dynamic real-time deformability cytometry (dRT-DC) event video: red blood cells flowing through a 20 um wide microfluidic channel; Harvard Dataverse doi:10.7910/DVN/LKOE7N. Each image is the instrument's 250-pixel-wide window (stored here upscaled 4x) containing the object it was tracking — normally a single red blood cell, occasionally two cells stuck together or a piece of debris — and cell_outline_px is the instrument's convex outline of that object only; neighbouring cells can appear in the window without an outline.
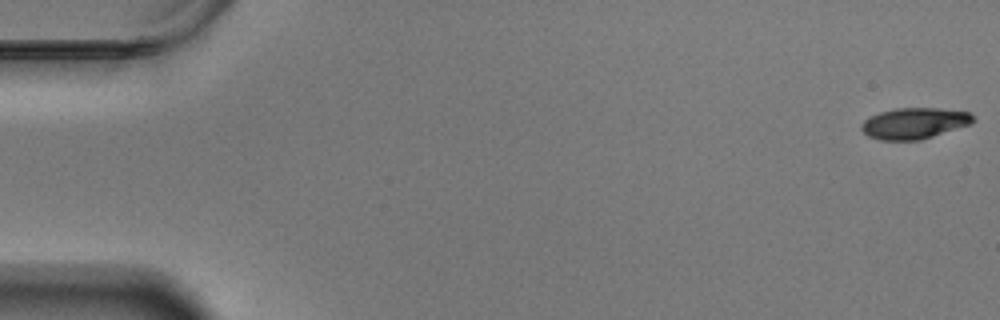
{"species": "Egyptian fruit bat (a non-hibernating species)", "species_latin": "Rousettus aegyptiacus", "temperature_condition": "warm", "stored_images_in_passage": 59, "camera_frame_rate_fps": 3000, "um_per_image_px": 0.085, "animal": {"sex": "male"}, "frame": {"image": 1, "passage_image": 1, "time_ms": 0.0, "image_size_px": [1000, 320], "cell_outline_px": [[976, 120], [972, 124], [920, 140], [880, 140], [868, 136], [860, 128], [860, 124], [864, 120], [880, 112], [896, 108], [940, 108], [968, 112]], "centroid_in_image_um": [77.72, 10.48], "position_along_channel_um": 7.3, "area_um2": 20.23}}
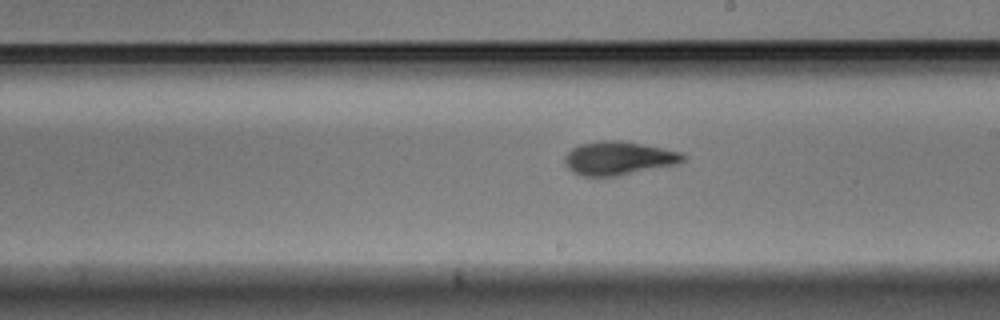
{"frame": {"image": 2, "passage_image": 34, "time_ms": 11.0, "image_size_px": [1000, 320], "cell_outline_px": [[688, 156], [684, 160], [676, 164], [616, 176], [584, 176], [572, 172], [564, 164], [564, 156], [572, 148], [580, 144], [604, 140], [620, 140], [680, 152]], "centroid_in_image_um": [52.54, 13.45], "position_along_channel_um": 236.5, "area_um2": 22.89}}
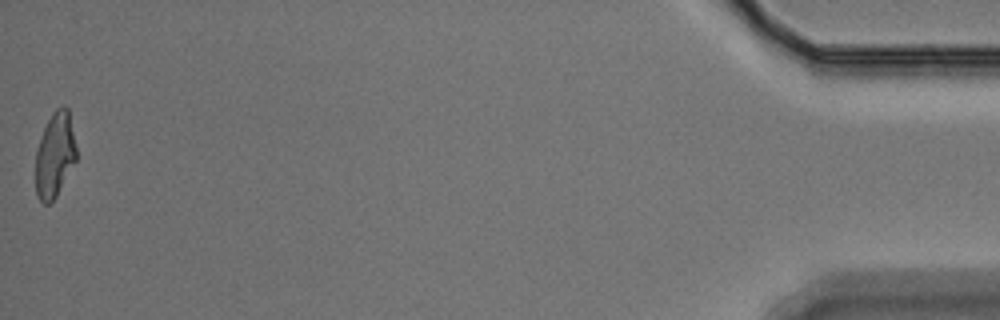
{"frame": {"image": 3, "passage_image": 59, "time_ms": 19.333, "image_size_px": [1000, 320], "cell_outline_px": [[76, 160], [56, 196], [48, 204], [44, 204], [36, 196], [36, 152], [44, 128], [52, 112], [56, 108], [64, 104], [68, 108], [76, 148]], "centroid_in_image_um": [4.66, 13.16], "position_along_channel_um": 430.5, "area_um2": 19.94}, "authors_computed_cell_mechanics": {"area_um2": 21.5016, "velocity_mm_per_s": 3.4532, "shape_relaxation_time_tau1_ms": 4.8826, "shape_relaxation_time_tau2_ms": 2.6382, "deformation_change_tau1": 0.1724, "deformation_change_tau2": 0.1017}}